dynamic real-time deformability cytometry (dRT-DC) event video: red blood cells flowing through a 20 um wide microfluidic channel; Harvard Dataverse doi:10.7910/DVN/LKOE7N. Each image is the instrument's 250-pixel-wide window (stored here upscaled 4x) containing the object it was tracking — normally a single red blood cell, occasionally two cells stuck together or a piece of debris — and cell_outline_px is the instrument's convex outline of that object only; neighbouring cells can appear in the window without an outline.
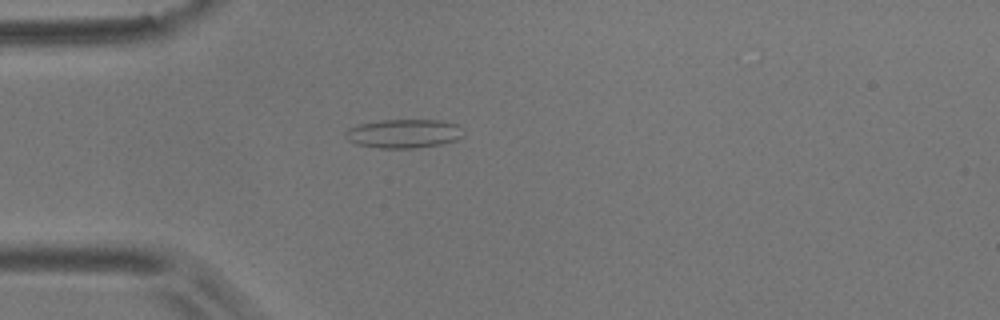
{"species": "common noctule bat (a hibernating species)", "species_latin": "Nyctalus noctula", "temperature_condition": "room temperature", "stored_images_in_passage": 44, "camera_frame_rate_fps": 3000, "um_per_image_px": 0.085, "animal": {"sex": "male", "body_mass_g": 17.9}, "frame": {"image": 1, "passage_image": 3, "time_ms": 0.667, "image_size_px": [1000, 320], "cell_outline_px": [[464, 136], [456, 140], [440, 144], [416, 148], [376, 148], [356, 144], [348, 140], [344, 136], [344, 132], [348, 128], [356, 124], [380, 120], [440, 120], [456, 124], [464, 132]], "centroid_in_image_um": [34.28, 11.35], "position_along_channel_um": 50.7, "area_um2": 20.06}}
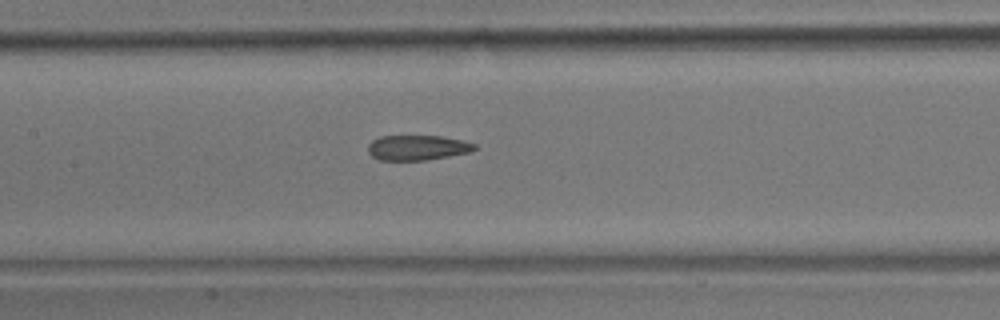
{"frame": {"image": 2, "passage_image": 14, "time_ms": 4.333, "image_size_px": [1000, 320], "cell_outline_px": [[476, 148], [472, 152], [428, 160], [380, 160], [372, 156], [368, 152], [368, 144], [372, 140], [380, 136], [440, 136], [460, 140], [476, 144]], "centroid_in_image_um": [35.48, 12.55], "position_along_channel_um": 171.9, "area_um2": 15.61}}
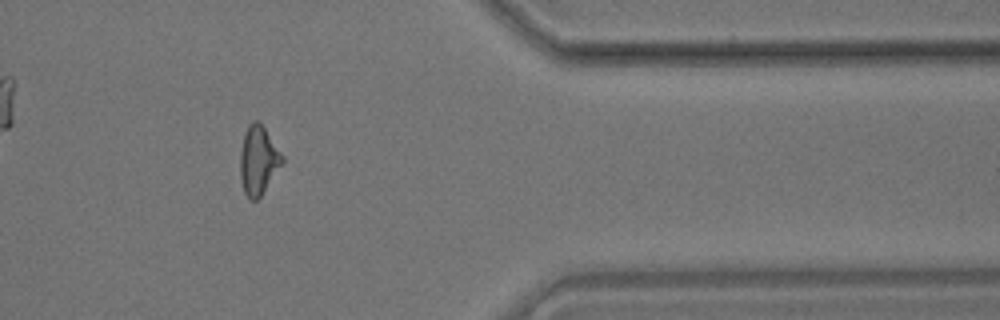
{"frame": {"image": 3, "passage_image": 34, "time_ms": 11.0, "image_size_px": [1000, 320], "cell_outline_px": [[284, 160], [260, 196], [256, 200], [248, 200], [244, 192], [240, 176], [240, 152], [244, 136], [248, 124], [252, 120], [256, 120], [264, 128], [284, 156]], "centroid_in_image_um": [21.94, 13.63], "position_along_channel_um": 389.5, "area_um2": 16.53}, "authors_computed_cell_mechanics": {"area_um2": 16.6175, "velocity_mm_per_s": 3.5698, "shape_relaxation_time_tau1_ms": null, "shape_relaxation_time_tau2_ms": 2.7459, "deformation_change_tau1": null, "deformation_change_tau2": 0.1224}}